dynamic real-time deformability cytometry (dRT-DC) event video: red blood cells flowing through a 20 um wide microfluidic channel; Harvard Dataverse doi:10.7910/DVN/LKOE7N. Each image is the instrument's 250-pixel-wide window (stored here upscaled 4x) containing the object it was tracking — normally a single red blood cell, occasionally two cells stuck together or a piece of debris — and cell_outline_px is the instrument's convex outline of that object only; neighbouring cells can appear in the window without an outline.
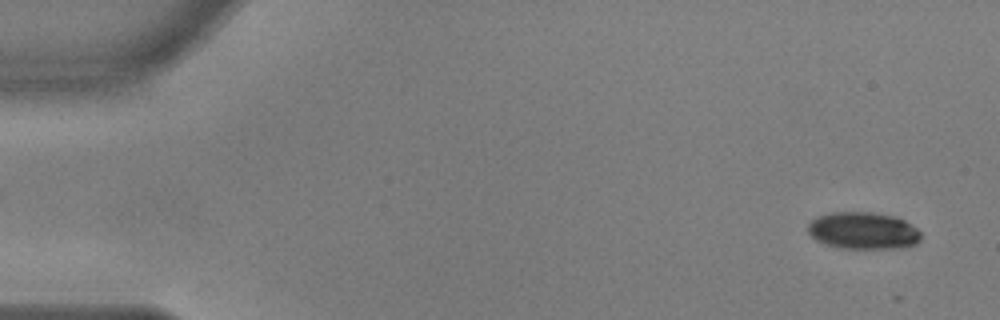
{"species": "common noctule bat (a hibernating species)", "species_latin": "Nyctalus noctula", "temperature_condition": "warm", "stored_images_in_passage": 6, "camera_frame_rate_fps": 3000, "um_per_image_px": 0.085, "animal": {"sex": "male", "body_mass_g": 17.9, "forearm_length_mm": 54.2}, "frame": {"image": 1, "passage_image": 2, "time_ms": 0.333, "image_size_px": [1000, 320], "cell_outline_px": [[920, 240], [916, 244], [900, 248], [844, 248], [828, 244], [816, 240], [808, 232], [808, 224], [816, 216], [832, 212], [872, 212], [896, 216], [912, 224], [920, 232]], "centroid_in_image_um": [73.39, 19.59], "position_along_channel_um": 11.6, "area_um2": 24.39}}